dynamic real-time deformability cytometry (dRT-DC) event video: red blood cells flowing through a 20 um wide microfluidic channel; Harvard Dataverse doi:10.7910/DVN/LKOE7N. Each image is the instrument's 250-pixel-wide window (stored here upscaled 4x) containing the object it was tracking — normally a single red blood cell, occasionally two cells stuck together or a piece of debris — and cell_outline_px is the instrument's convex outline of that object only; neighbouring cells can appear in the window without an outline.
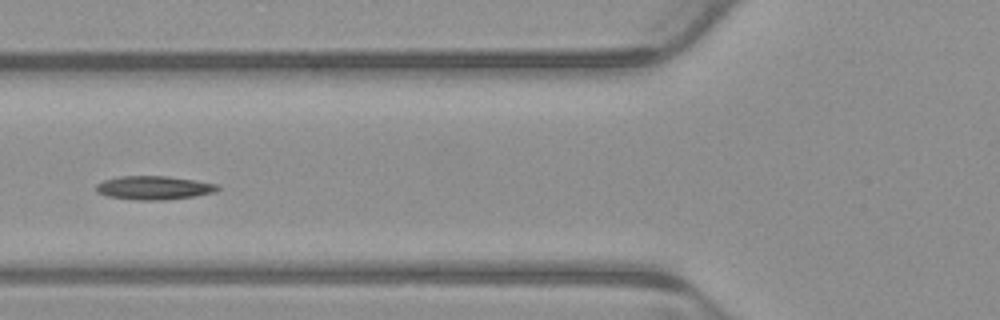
{"species": "common noctule bat (a hibernating species)", "species_latin": "Nyctalus noctula", "temperature_condition": "warm", "stored_images_in_passage": 6, "camera_frame_rate_fps": 3000, "um_per_image_px": 0.085, "animal": {"sex": "male", "body_mass_g": 23.1, "forearm_length_mm": 52.7}, "frame": {"image": 1, "passage_image": 6, "time_ms": 1.667, "image_size_px": [1000, 320], "cell_outline_px": [[220, 188], [216, 192], [196, 196], [164, 200], [132, 200], [108, 196], [96, 192], [96, 184], [104, 180], [120, 176], [168, 176], [216, 184]], "centroid_in_image_um": [13.06, 15.97], "position_along_channel_um": 112.7, "area_um2": 16.76}}